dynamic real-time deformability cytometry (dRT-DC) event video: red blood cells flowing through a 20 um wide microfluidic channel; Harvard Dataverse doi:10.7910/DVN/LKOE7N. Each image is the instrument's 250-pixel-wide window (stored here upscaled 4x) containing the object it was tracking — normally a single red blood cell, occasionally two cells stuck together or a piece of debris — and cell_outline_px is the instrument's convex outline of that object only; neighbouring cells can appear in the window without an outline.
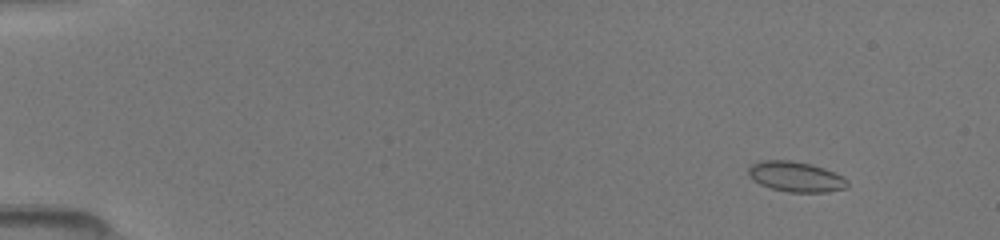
{"species": "common noctule bat (a hibernating species)", "species_latin": "Nyctalus noctula", "temperature_condition": "room temperature", "stored_images_in_passage": 24, "camera_frame_rate_fps": 3000, "um_per_image_px": 0.085, "animal": {"sex": "female", "body_mass_g": 19.5, "forearm_length_mm": 54.1}, "frame": {"image": 1, "passage_image": 4, "time_ms": 1.667, "image_size_px": [1000, 240], "cell_outline_px": [[848, 188], [828, 192], [788, 192], [772, 188], [760, 184], [752, 180], [748, 176], [748, 168], [752, 164], [760, 160], [792, 160], [812, 164], [824, 168], [844, 176], [848, 180]], "centroid_in_image_um": [67.66, 15.01], "position_along_channel_um": 17.3, "area_um2": 17.74}}
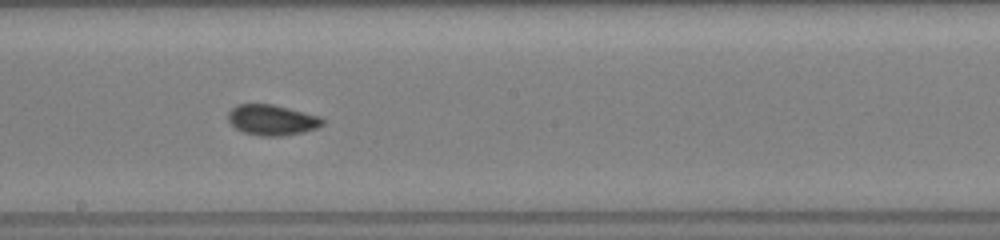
{"frame": {"image": 2, "passage_image": 15, "time_ms": 9.667, "image_size_px": [1000, 240], "cell_outline_px": [[324, 124], [316, 128], [304, 132], [280, 136], [260, 136], [244, 132], [236, 128], [228, 120], [228, 112], [236, 104], [272, 104], [320, 116], [324, 120]], "centroid_in_image_um": [23.12, 10.19], "position_along_channel_um": 225.1, "area_um2": 16.76}}
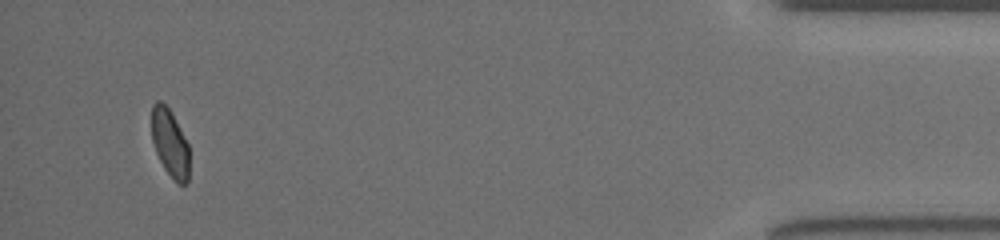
{"frame": {"image": 3, "passage_image": 24, "time_ms": 16.0, "image_size_px": [1000, 240], "cell_outline_px": [[188, 180], [184, 184], [176, 184], [164, 168], [156, 152], [152, 140], [152, 104], [156, 100], [160, 100], [168, 108], [188, 144]], "centroid_in_image_um": [14.43, 12.18], "position_along_channel_um": 420.8, "area_um2": 14.57}}